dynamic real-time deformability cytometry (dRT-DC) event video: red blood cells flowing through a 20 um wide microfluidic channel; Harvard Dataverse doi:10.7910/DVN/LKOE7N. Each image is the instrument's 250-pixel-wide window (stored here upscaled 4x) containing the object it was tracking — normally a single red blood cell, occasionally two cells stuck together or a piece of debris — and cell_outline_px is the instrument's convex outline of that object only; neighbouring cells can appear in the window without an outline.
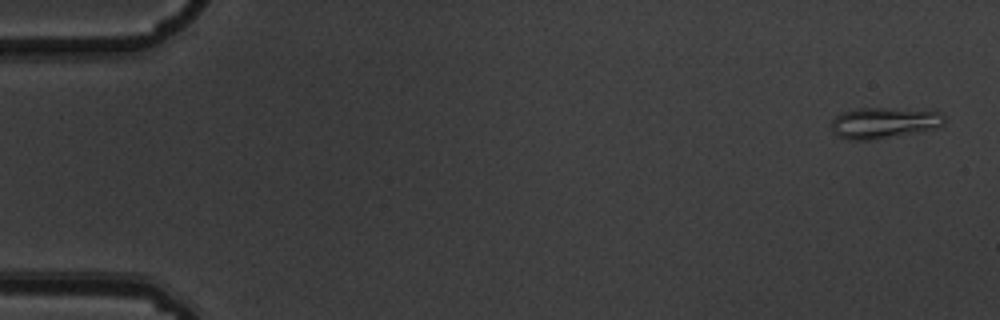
{"species": "common noctule bat (a hibernating species)", "species_latin": "Nyctalus noctula", "temperature_condition": "warm", "stored_images_in_passage": 4, "camera_frame_rate_fps": 3000, "um_per_image_px": 0.085, "animal": {"sex": "male", "body_mass_g": 19.5, "forearm_length_mm": 54.6}, "frame": {"image": 1, "passage_image": 1, "time_ms": 0.0, "image_size_px": [1000, 320], "cell_outline_px": [[948, 120], [944, 124], [936, 128], [916, 132], [872, 140], [848, 140], [840, 136], [832, 128], [832, 120], [836, 116], [844, 112], [860, 108], [884, 108], [940, 112]], "centroid_in_image_um": [75.17, 10.44], "position_along_channel_um": 9.8, "area_um2": 20.06}}